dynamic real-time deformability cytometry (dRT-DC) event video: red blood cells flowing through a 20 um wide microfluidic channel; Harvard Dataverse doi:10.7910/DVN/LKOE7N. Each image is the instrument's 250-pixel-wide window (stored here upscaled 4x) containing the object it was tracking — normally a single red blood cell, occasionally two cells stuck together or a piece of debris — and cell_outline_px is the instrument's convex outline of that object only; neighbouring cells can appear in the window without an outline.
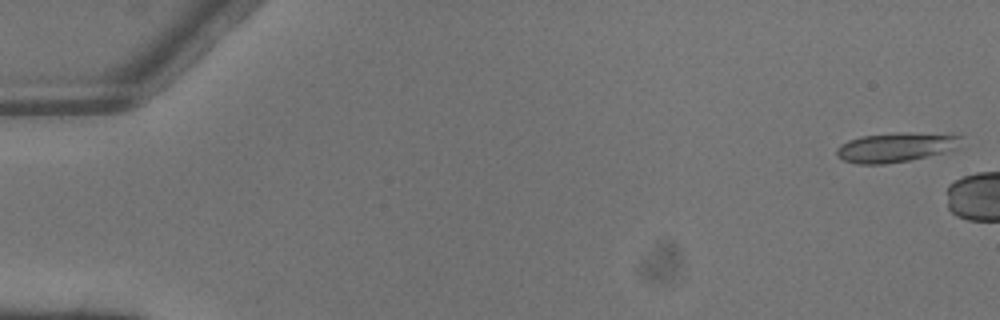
{"species": "common noctule bat (a hibernating species)", "species_latin": "Nyctalus noctula", "temperature_condition": "warm", "stored_images_in_passage": 4, "camera_frame_rate_fps": 3000, "um_per_image_px": 0.085, "animal": {"sex": "male", "body_mass_g": 13.3}, "frame": {"image": 1, "passage_image": 1, "time_ms": 0.0, "image_size_px": [1000, 320], "cell_outline_px": [[964, 136], [956, 148], [944, 152], [908, 160], [884, 164], [860, 164], [844, 160], [836, 156], [836, 148], [840, 144], [848, 140], [860, 136], [900, 132], [952, 132]], "centroid_in_image_um": [76.19, 12.48], "position_along_channel_um": 8.8, "area_um2": 21.85}}